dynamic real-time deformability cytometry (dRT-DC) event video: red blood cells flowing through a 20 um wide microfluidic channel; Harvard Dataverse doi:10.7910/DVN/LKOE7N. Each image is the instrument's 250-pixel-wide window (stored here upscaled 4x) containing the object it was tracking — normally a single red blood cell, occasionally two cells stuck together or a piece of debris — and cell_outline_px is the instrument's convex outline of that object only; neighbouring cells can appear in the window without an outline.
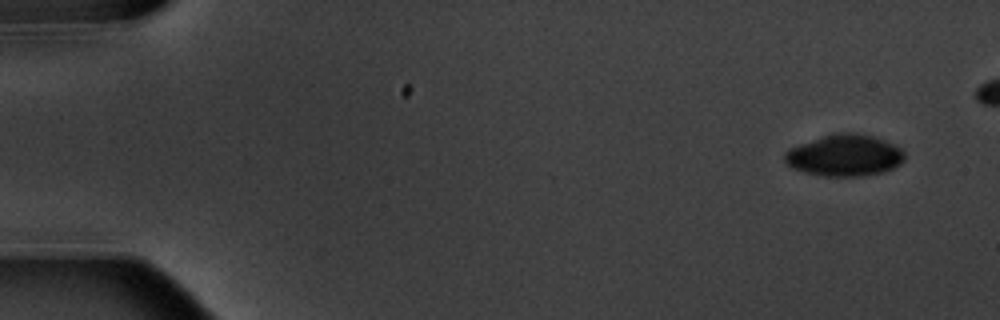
{"species": "common noctule bat (a hibernating species)", "species_latin": "Nyctalus noctula", "temperature_condition": "warm", "stored_images_in_passage": 6, "camera_frame_rate_fps": 3000, "um_per_image_px": 0.085, "animal": {"sex": "male", "body_mass_g": 20.1, "forearm_length_mm": 53.5}, "frame": {"image": 1, "passage_image": 1, "time_ms": 0.0, "image_size_px": [1000, 320], "cell_outline_px": [[904, 160], [900, 164], [884, 172], [860, 176], [824, 176], [804, 172], [792, 168], [784, 160], [784, 152], [788, 148], [836, 132], [856, 132], [872, 136], [884, 140], [900, 148], [904, 152]], "centroid_in_image_um": [71.78, 13.21], "position_along_channel_um": 13.2, "area_um2": 29.02}}